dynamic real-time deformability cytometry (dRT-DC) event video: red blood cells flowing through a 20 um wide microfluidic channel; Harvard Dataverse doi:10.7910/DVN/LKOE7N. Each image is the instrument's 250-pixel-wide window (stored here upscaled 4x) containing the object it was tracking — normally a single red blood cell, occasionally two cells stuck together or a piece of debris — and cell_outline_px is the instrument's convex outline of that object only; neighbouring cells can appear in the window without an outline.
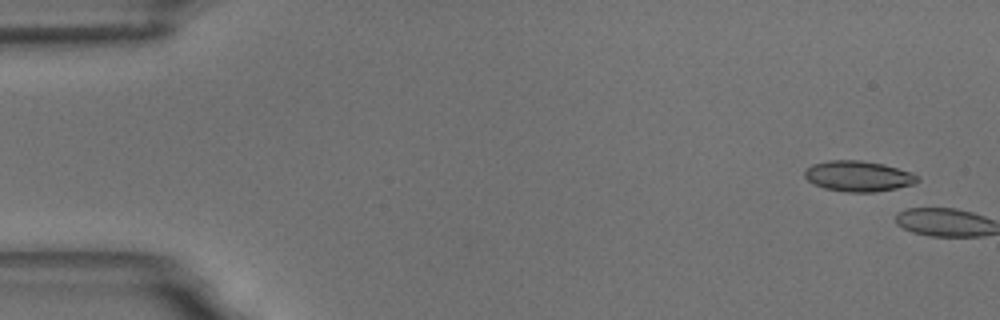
{"species": "common noctule bat (a hibernating species)", "species_latin": "Nyctalus noctula", "temperature_condition": "room temperature", "stored_images_in_passage": 2, "camera_frame_rate_fps": 3000, "um_per_image_px": 0.085, "animal": {"sex": "male", "body_mass_g": 18.8}, "frame": {"image": 1, "passage_image": 1, "time_ms": 0.0, "image_size_px": [1000, 320], "cell_outline_px": [[920, 180], [916, 184], [896, 188], [872, 192], [848, 192], [824, 188], [808, 180], [804, 176], [804, 172], [812, 164], [828, 160], [860, 160], [884, 164], [912, 172], [920, 176]], "centroid_in_image_um": [73.01, 14.96], "position_along_channel_um": 12.0, "area_um2": 20.17}}